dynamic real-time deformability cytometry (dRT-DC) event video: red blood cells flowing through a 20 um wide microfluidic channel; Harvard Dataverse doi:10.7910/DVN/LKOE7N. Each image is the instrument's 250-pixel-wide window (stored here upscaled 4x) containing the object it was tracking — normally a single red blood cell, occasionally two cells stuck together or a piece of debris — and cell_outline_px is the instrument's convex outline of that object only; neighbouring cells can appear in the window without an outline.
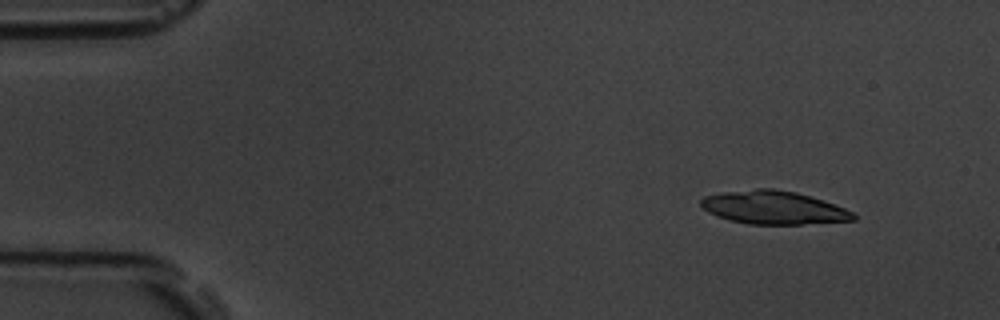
{"species": "common noctule bat (a hibernating species)", "species_latin": "Nyctalus noctula", "temperature_condition": "room temperature", "stored_images_in_passage": 5, "camera_frame_rate_fps": 3000, "um_per_image_px": 0.085, "animal": {"sex": "male", "body_mass_g": 19.5, "forearm_length_mm": 54.6}, "frame": {"image": 1, "passage_image": 2, "time_ms": 1.333, "image_size_px": [1000, 320], "cell_outline_px": [[856, 220], [800, 224], [748, 224], [728, 220], [716, 216], [708, 212], [700, 204], [700, 200], [704, 196], [720, 192], [756, 188], [772, 188], [796, 192], [824, 200], [844, 208], [852, 212], [856, 216]], "centroid_in_image_um": [65.72, 17.63], "position_along_channel_um": 19.3, "area_um2": 29.65}}